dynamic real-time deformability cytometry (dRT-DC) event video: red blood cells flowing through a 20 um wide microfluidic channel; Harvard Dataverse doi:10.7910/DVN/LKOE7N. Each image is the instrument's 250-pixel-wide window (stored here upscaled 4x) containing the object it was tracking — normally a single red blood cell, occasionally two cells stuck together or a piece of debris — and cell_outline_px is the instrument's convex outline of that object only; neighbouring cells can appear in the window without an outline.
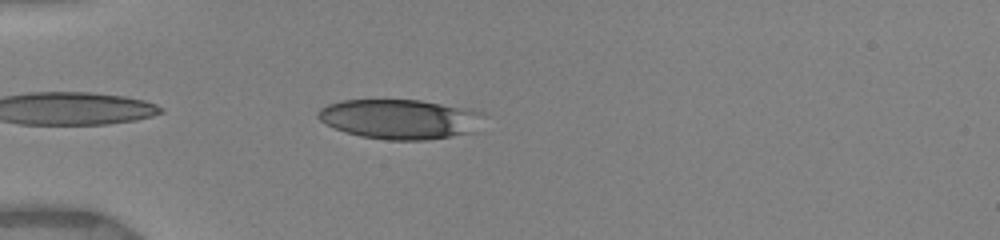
{"species": "human", "species_latin": "Homo sapiens", "temperature_condition": "warm", "stored_images_in_passage": 13, "camera_frame_rate_fps": 3000, "um_per_image_px": 0.085, "donor": {"sex": "female"}, "frame": {"image": 1, "passage_image": 4, "time_ms": 1.0, "image_size_px": [1000, 240], "cell_outline_px": [[484, 112], [472, 132], [452, 136], [428, 140], [388, 140], [360, 136], [344, 132], [320, 120], [316, 116], [316, 112], [320, 108], [328, 104], [344, 100], [420, 100]], "centroid_in_image_um": [33.92, 10.13], "position_along_channel_um": 51.1, "area_um2": 37.97}}